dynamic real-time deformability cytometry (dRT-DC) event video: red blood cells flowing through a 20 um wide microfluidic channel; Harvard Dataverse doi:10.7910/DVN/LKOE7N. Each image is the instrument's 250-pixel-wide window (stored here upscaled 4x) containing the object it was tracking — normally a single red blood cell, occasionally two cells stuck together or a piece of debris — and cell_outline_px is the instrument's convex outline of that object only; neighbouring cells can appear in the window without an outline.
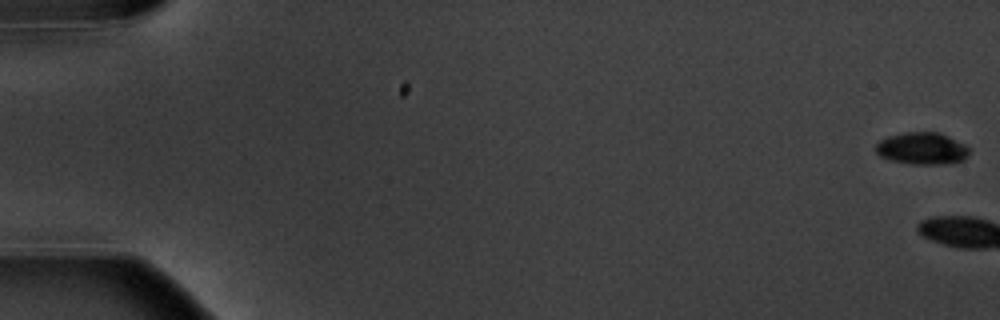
{"species": "common noctule bat (a hibernating species)", "species_latin": "Nyctalus noctula", "temperature_condition": "warm", "stored_images_in_passage": 6, "camera_frame_rate_fps": 3000, "um_per_image_px": 0.085, "animal": {"sex": "male", "body_mass_g": 20.1, "forearm_length_mm": 53.5}, "frame": {"image": 1, "passage_image": 1, "time_ms": 0.0, "image_size_px": [1000, 320], "cell_outline_px": [[972, 148], [968, 156], [964, 160], [948, 164], [912, 164], [888, 160], [880, 156], [876, 152], [876, 144], [880, 140], [888, 136], [904, 132], [940, 132]], "centroid_in_image_um": [78.4, 12.62], "position_along_channel_um": 6.6, "area_um2": 17.74}}